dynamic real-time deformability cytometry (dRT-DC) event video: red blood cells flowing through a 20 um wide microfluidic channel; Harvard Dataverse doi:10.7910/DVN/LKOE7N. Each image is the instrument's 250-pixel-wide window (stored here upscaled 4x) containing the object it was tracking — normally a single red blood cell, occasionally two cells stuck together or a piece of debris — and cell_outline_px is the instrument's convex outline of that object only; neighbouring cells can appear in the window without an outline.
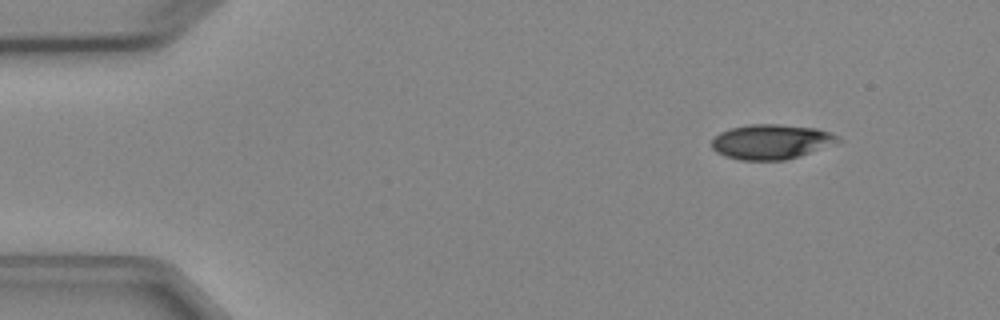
{"species": "Egyptian fruit bat (a non-hibernating species)", "species_latin": "Rousettus aegyptiacus", "temperature_condition": "cold", "stored_images_in_passage": 5, "camera_frame_rate_fps": 3000, "um_per_image_px": 0.085, "animal": {"sex": "female"}, "frame": {"image": 1, "passage_image": 1, "time_ms": 0.0, "image_size_px": [1000, 320], "cell_outline_px": [[844, 140], [800, 156], [784, 160], [740, 160], [724, 156], [716, 152], [712, 148], [712, 140], [720, 132], [732, 128], [752, 124], [780, 124], [816, 128], [832, 132], [840, 136]], "centroid_in_image_um": [65.59, 12.05], "position_along_channel_um": 19.4, "area_um2": 25.72}}
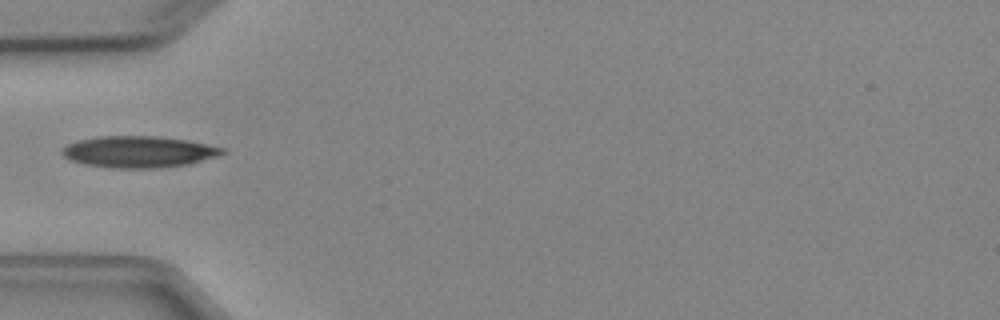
{"frame": {"image": 2, "passage_image": 4, "time_ms": 3.667, "image_size_px": [1000, 320], "cell_outline_px": [[228, 152], [216, 156], [188, 164], [160, 168], [108, 168], [84, 164], [68, 160], [60, 152], [60, 148], [76, 140], [96, 136], [160, 136], [188, 140], [224, 148]], "centroid_in_image_um": [11.73, 12.9], "position_along_channel_um": 73.3, "area_um2": 29.77}}